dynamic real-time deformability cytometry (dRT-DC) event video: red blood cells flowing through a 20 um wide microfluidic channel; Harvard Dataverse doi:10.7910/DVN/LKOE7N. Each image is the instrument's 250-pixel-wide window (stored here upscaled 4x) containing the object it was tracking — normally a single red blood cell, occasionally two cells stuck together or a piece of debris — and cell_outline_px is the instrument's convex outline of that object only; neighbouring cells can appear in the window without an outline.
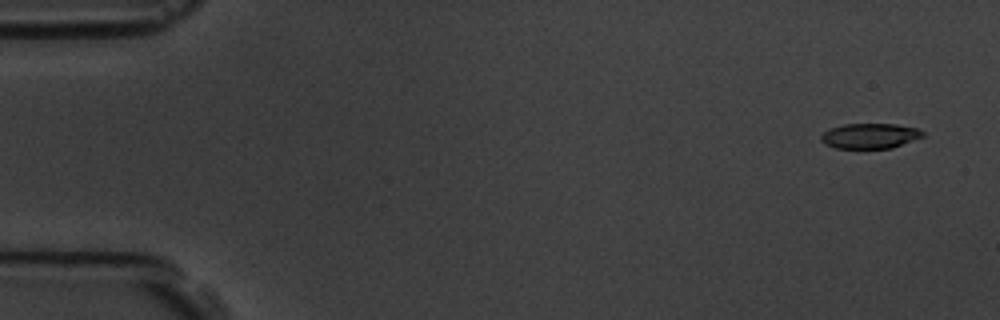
{"species": "common noctule bat (a hibernating species)", "species_latin": "Nyctalus noctula", "temperature_condition": "room temperature", "stored_images_in_passage": 5, "camera_frame_rate_fps": 3000, "um_per_image_px": 0.085, "animal": {"sex": "male", "body_mass_g": 19.5, "forearm_length_mm": 54.6}, "frame": {"image": 1, "passage_image": 1, "time_ms": 0.0, "image_size_px": [1000, 320], "cell_outline_px": [[924, 136], [892, 148], [836, 148], [824, 144], [820, 140], [820, 136], [828, 128], [844, 124], [896, 124], [916, 128], [924, 132]], "centroid_in_image_um": [73.91, 11.55], "position_along_channel_um": 11.1, "area_um2": 14.97}}
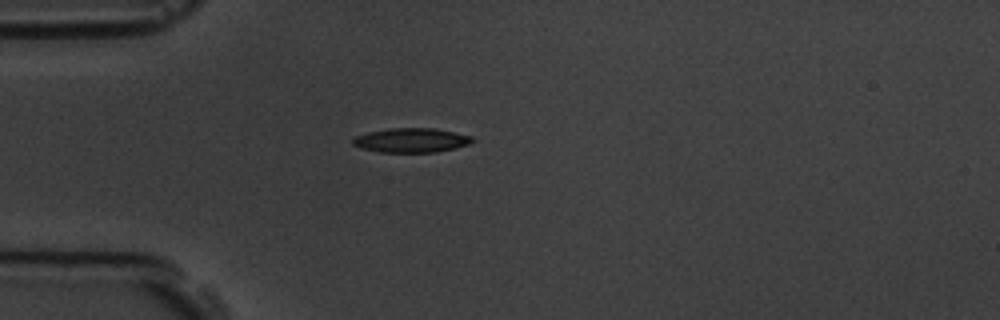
{"frame": {"image": 2, "passage_image": 4, "time_ms": 4.333, "image_size_px": [1000, 320], "cell_outline_px": [[476, 140], [468, 144], [456, 148], [436, 152], [380, 152], [360, 148], [352, 144], [352, 140], [356, 136], [368, 132], [388, 128], [436, 128], [472, 136]], "centroid_in_image_um": [34.97, 11.92], "position_along_channel_um": 50.0, "area_um2": 17.05}}